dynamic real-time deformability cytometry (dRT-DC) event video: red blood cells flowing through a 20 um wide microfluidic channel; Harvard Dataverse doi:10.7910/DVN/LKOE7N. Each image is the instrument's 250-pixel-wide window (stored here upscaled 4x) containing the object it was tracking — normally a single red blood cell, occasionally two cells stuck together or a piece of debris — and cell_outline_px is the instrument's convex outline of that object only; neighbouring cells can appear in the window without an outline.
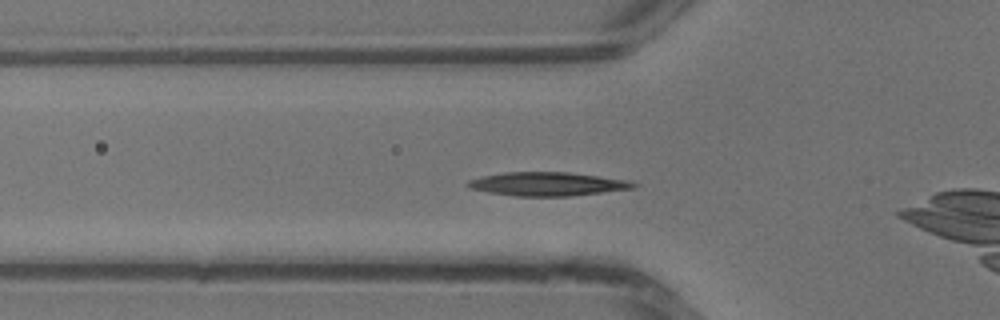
{"species": "common noctule bat (a hibernating species)", "species_latin": "Nyctalus noctula", "temperature_condition": "warm", "stored_images_in_passage": 28, "camera_frame_rate_fps": 3000, "um_per_image_px": 0.085, "animal": {"sex": "male", "body_mass_g": 13.3}, "frame": {"image": 1, "passage_image": 5, "time_ms": 1.333, "image_size_px": [1000, 320], "cell_outline_px": [[636, 188], [568, 196], [516, 196], [488, 192], [468, 188], [464, 184], [468, 180], [480, 176], [508, 172], [568, 172], [628, 180], [636, 184]], "centroid_in_image_um": [46.47, 15.64], "position_along_channel_um": 79.3, "area_um2": 22.77}}
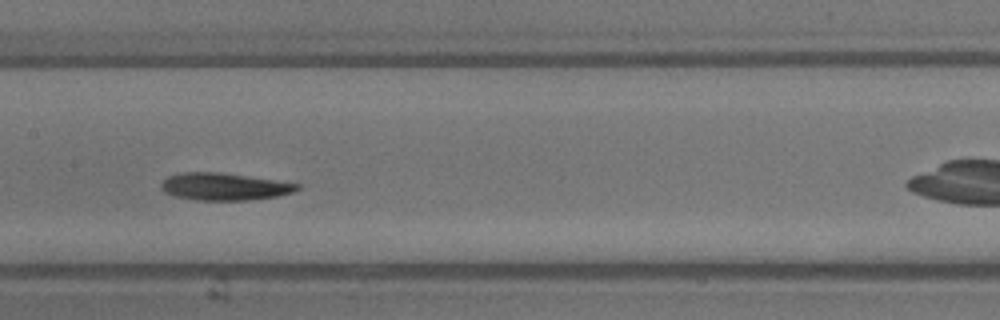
{"frame": {"image": 2, "passage_image": 11, "time_ms": 3.333, "image_size_px": [1000, 320], "cell_outline_px": [[300, 188], [292, 192], [276, 196], [248, 200], [196, 200], [176, 196], [164, 192], [160, 188], [160, 184], [168, 176], [180, 172], [220, 172], [300, 184]], "centroid_in_image_um": [19.01, 15.86], "position_along_channel_um": 188.4, "area_um2": 21.44}}
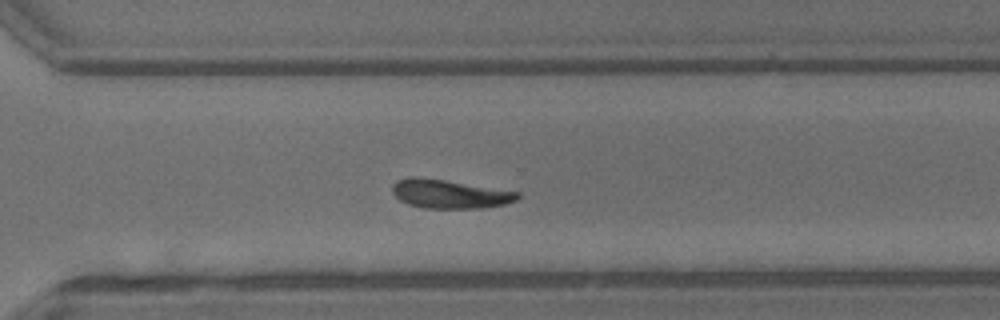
{"frame": {"image": 3, "passage_image": 19, "time_ms": 6.0, "image_size_px": [1000, 320], "cell_outline_px": [[520, 196], [516, 200], [504, 204], [480, 208], [424, 208], [408, 204], [400, 200], [392, 192], [392, 184], [396, 180], [408, 176], [416, 176], [444, 180], [520, 192]], "centroid_in_image_um": [38.17, 16.48], "position_along_channel_um": 332.4, "area_um2": 20.92}}